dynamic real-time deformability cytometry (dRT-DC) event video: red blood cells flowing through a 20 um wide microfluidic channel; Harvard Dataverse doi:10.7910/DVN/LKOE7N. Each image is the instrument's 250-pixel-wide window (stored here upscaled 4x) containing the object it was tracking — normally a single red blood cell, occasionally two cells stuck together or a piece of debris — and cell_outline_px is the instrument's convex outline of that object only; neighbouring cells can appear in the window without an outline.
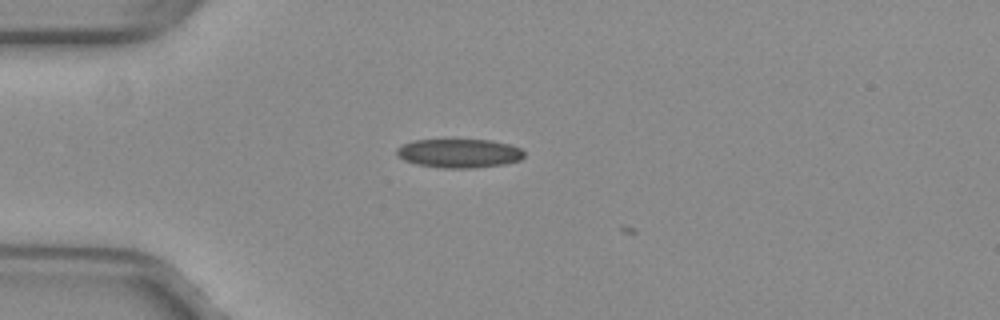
{"species": "common noctule bat (a hibernating species)", "species_latin": "Nyctalus noctula", "temperature_condition": "warm", "stored_images_in_passage": 5, "camera_frame_rate_fps": 3000, "um_per_image_px": 0.085, "animal": {"sex": "female", "body_mass_g": 29.2, "forearm_length_mm": 56.3}, "frame": {"image": 1, "passage_image": 4, "time_ms": 1.0, "image_size_px": [1000, 320], "cell_outline_px": [[524, 156], [520, 160], [504, 164], [472, 168], [436, 168], [416, 164], [404, 160], [396, 156], [396, 148], [412, 140], [488, 140], [508, 144], [520, 148], [524, 152]], "centroid_in_image_um": [38.98, 13.04], "position_along_channel_um": 46.0, "area_um2": 21.5}}